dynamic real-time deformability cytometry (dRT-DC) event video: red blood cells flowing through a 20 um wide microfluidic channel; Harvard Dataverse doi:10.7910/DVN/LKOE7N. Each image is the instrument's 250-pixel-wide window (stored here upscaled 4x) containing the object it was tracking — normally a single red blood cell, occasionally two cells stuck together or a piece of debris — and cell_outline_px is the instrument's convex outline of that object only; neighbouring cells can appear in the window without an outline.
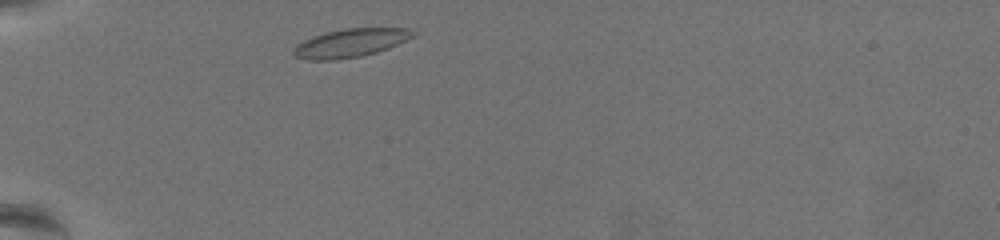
{"species": "common noctule bat (a hibernating species)", "species_latin": "Nyctalus noctula", "temperature_condition": "warm", "stored_images_in_passage": 36, "camera_frame_rate_fps": 3000, "um_per_image_px": 0.085, "animal": {"sex": "female", "body_mass_g": 19.5, "forearm_length_mm": 54.1}, "frame": {"image": 1, "passage_image": 2, "time_ms": 0.333, "image_size_px": [1000, 240], "cell_outline_px": [[416, 36], [388, 48], [376, 52], [360, 56], [332, 60], [308, 60], [296, 56], [292, 52], [292, 48], [296, 44], [312, 36], [324, 32], [344, 28], [408, 28], [416, 32]], "centroid_in_image_um": [29.78, 3.64], "position_along_channel_um": 55.2, "area_um2": 19.88}}
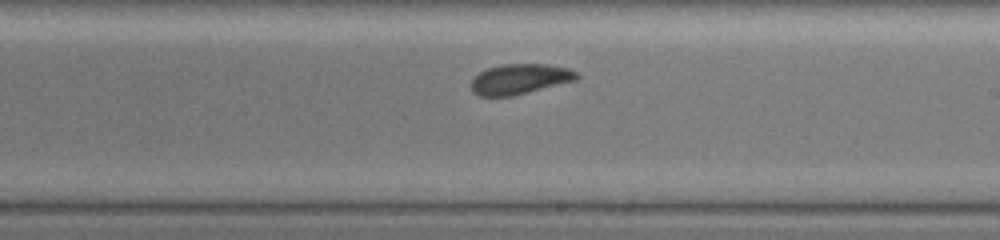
{"frame": {"image": 2, "passage_image": 21, "time_ms": 6.667, "image_size_px": [1000, 240], "cell_outline_px": [[580, 76], [576, 80], [512, 96], [480, 96], [472, 92], [472, 80], [480, 72], [488, 68], [504, 64], [544, 64], [568, 68], [576, 72]], "centroid_in_image_um": [44.19, 6.72], "position_along_channel_um": 244.8, "area_um2": 18.38}}
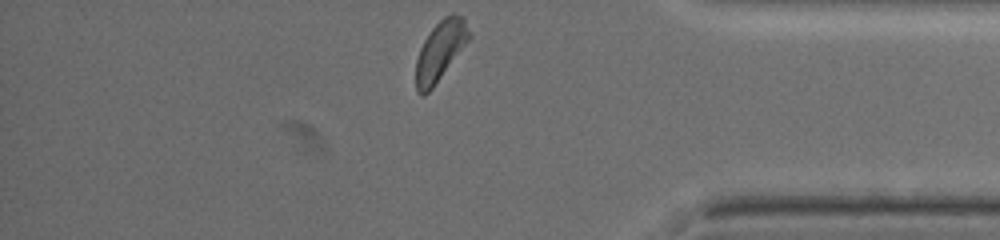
{"frame": {"image": 3, "passage_image": 36, "time_ms": 11.667, "image_size_px": [1000, 240], "cell_outline_px": [[472, 36], [432, 88], [424, 96], [420, 96], [416, 92], [416, 60], [420, 48], [424, 40], [432, 28], [444, 16], [452, 12], [464, 16], [472, 32]], "centroid_in_image_um": [37.44, 4.28], "position_along_channel_um": 397.8, "area_um2": 18.61}, "authors_computed_cell_mechanics": {"area_um2": 18.8428, "velocity_mm_per_s": 3.384, "shape_relaxation_time_tau1_ms": 3.6139, "shape_relaxation_time_tau2_ms": 2.4884, "deformation_change_tau1": 0.0715, "deformation_change_tau2": 0.068}}